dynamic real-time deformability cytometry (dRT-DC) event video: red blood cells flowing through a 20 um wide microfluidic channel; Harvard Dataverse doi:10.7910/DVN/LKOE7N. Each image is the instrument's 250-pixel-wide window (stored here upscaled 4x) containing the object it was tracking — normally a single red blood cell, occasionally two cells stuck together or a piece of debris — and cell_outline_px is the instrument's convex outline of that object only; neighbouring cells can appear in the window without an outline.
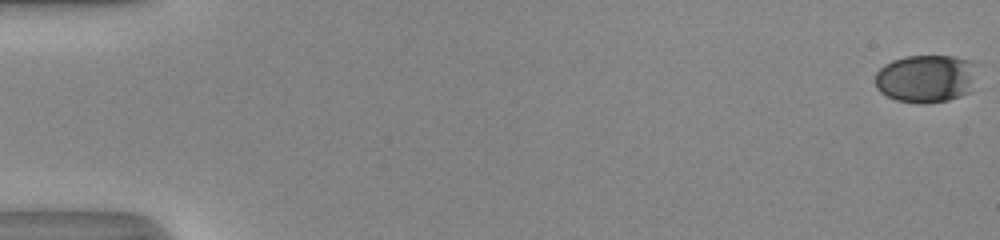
{"species": "human", "species_latin": "Homo sapiens", "temperature_condition": "room temperature", "stored_images_in_passage": 54, "camera_frame_rate_fps": 3000, "um_per_image_px": 0.085, "donor": {"sex": "male"}, "frame": {"image": 1, "passage_image": 1, "time_ms": 0.0, "image_size_px": [1000, 240], "cell_outline_px": [[980, 64], [968, 92], [960, 96], [948, 100], [924, 104], [920, 104], [896, 100], [880, 92], [876, 88], [876, 72], [884, 64], [892, 60], [908, 56], [952, 56], [972, 60]], "centroid_in_image_um": [78.73, 6.66], "position_along_channel_um": 6.3, "area_um2": 28.78}}
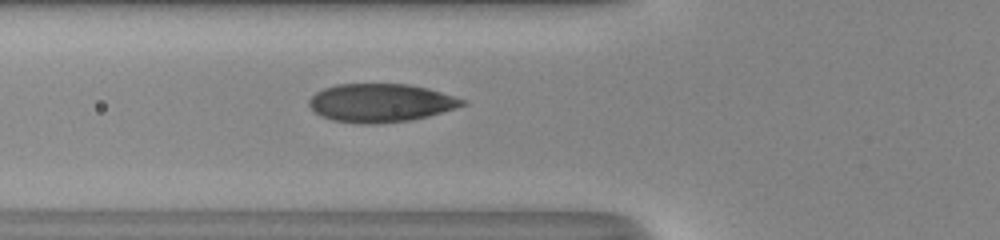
{"frame": {"image": 2, "passage_image": 22, "time_ms": 7.0, "image_size_px": [1000, 240], "cell_outline_px": [[468, 104], [456, 108], [428, 116], [412, 120], [380, 124], [360, 124], [332, 120], [320, 116], [308, 104], [308, 100], [316, 92], [324, 88], [336, 84], [408, 84], [428, 88], [468, 100]], "centroid_in_image_um": [32.38, 8.75], "position_along_channel_um": 93.4, "area_um2": 34.56}}
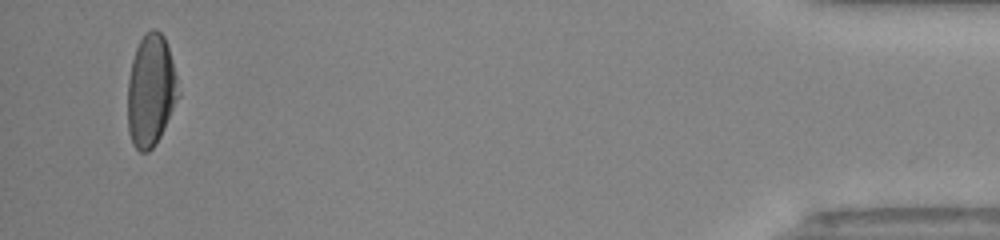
{"frame": {"image": 3, "passage_image": 52, "time_ms": 17.0, "image_size_px": [1000, 240], "cell_outline_px": [[180, 96], [156, 144], [148, 152], [140, 152], [132, 144], [128, 132], [128, 80], [132, 60], [136, 48], [140, 40], [152, 28], [156, 28], [164, 36], [168, 48], [176, 76], [180, 92]], "centroid_in_image_um": [12.82, 7.73], "position_along_channel_um": 422.4, "area_um2": 33.0}, "authors_computed_cell_mechanics": {"area_um2": 33.235, "velocity_mm_per_s": 4.085, "shape_relaxation_time_tau1_ms": 3.3239, "shape_relaxation_time_tau2_ms": null, "deformation_change_tau1": 0.1654, "deformation_change_tau2": null}}